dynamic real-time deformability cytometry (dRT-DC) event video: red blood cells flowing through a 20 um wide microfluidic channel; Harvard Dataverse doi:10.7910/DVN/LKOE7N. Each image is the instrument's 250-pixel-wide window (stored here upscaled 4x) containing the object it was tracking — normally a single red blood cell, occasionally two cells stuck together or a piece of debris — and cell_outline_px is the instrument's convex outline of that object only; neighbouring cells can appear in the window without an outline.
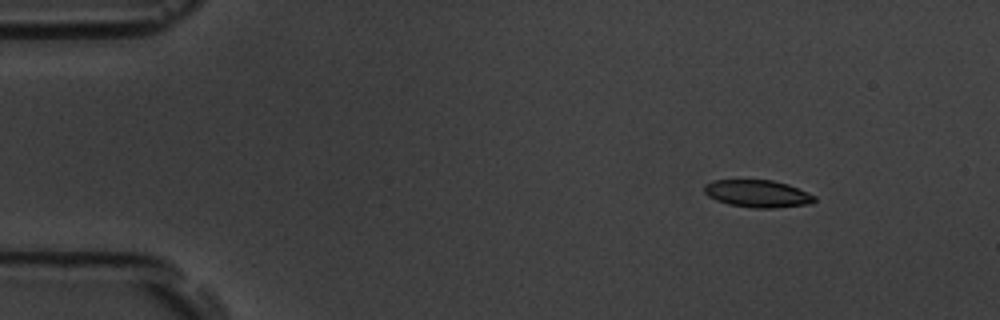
{"species": "common noctule bat (a hibernating species)", "species_latin": "Nyctalus noctula", "temperature_condition": "room temperature", "stored_images_in_passage": 48, "camera_frame_rate_fps": 3000, "um_per_image_px": 0.085, "animal": {"sex": "male", "body_mass_g": 19.5, "forearm_length_mm": 54.6}, "frame": {"image": 1, "passage_image": 1, "time_ms": 0.0, "image_size_px": [1000, 320], "cell_outline_px": [[816, 200], [812, 204], [776, 208], [752, 208], [728, 204], [716, 200], [708, 196], [704, 192], [704, 184], [712, 180], [772, 180], [788, 184], [808, 192], [816, 196]], "centroid_in_image_um": [64.41, 16.46], "position_along_channel_um": 20.6, "area_um2": 17.8}}
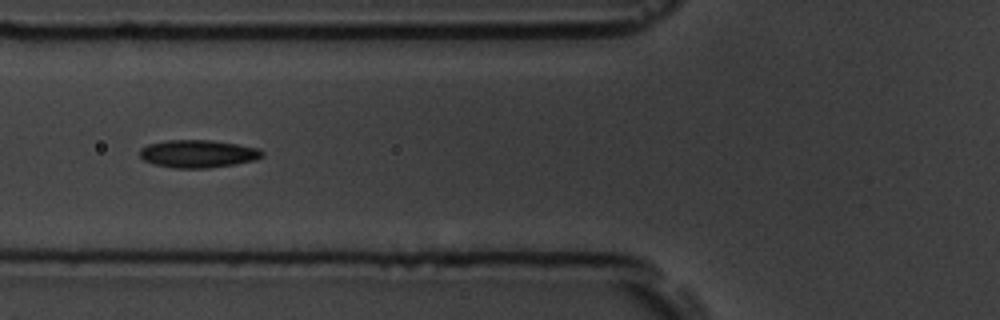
{"frame": {"image": 2, "passage_image": 15, "time_ms": 4.667, "image_size_px": [1000, 320], "cell_outline_px": [[264, 152], [260, 156], [252, 160], [232, 164], [208, 168], [176, 168], [152, 164], [144, 160], [140, 156], [140, 148], [148, 144], [164, 140], [212, 140], [260, 148]], "centroid_in_image_um": [16.77, 13.06], "position_along_channel_um": 109.0, "area_um2": 19.65}}
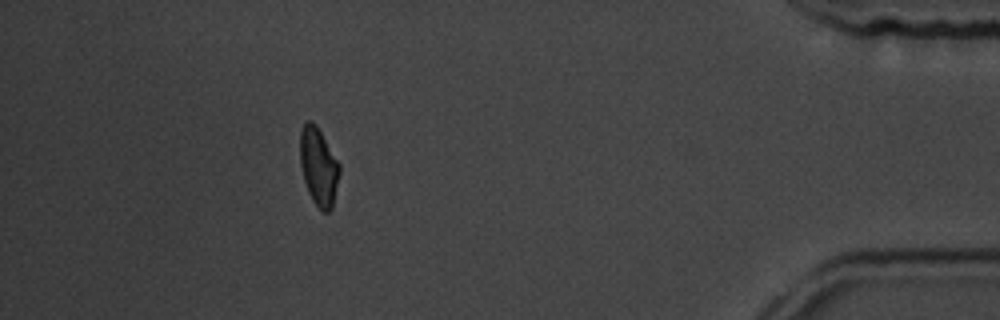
{"frame": {"image": 3, "passage_image": 43, "time_ms": 14.0, "image_size_px": [1000, 320], "cell_outline_px": [[340, 172], [332, 208], [328, 212], [320, 212], [312, 200], [308, 192], [304, 180], [300, 164], [300, 132], [304, 124], [308, 120], [312, 120], [316, 124], [340, 164]], "centroid_in_image_um": [27.08, 14.18], "position_along_channel_um": 408.1, "area_um2": 18.03}, "authors_computed_cell_mechanics": {"area_um2": 18.6405, "velocity_mm_per_s": 3.7797, "shape_relaxation_time_tau1_ms": 4.2875, "shape_relaxation_time_tau2_ms": 2.388, "deformation_change_tau1": 0.1171, "deformation_change_tau2": 0.0768}}